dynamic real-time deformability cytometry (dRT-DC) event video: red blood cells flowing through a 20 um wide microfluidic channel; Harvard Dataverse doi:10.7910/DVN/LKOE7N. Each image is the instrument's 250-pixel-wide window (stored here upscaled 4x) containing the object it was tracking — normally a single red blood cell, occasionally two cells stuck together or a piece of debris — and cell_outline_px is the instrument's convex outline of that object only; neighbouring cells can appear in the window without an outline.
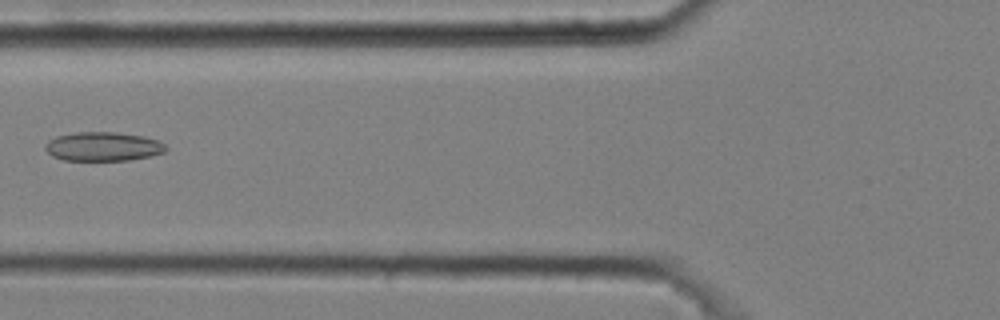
{"species": "common noctule bat (a hibernating species)", "species_latin": "Nyctalus noctula", "temperature_condition": "cold", "stored_images_in_passage": 6, "camera_frame_rate_fps": 3000, "um_per_image_px": 0.085, "animal": {"sex": "male", "body_mass_g": 20.4}, "frame": {"image": 1, "passage_image": 6, "time_ms": 1.667, "image_size_px": [1000, 320], "cell_outline_px": [[168, 148], [164, 152], [152, 156], [128, 160], [64, 160], [52, 156], [44, 148], [44, 144], [48, 140], [56, 136], [76, 132], [116, 132], [144, 136], [156, 140], [164, 144]], "centroid_in_image_um": [8.74, 12.45], "position_along_channel_um": 117.1, "area_um2": 20.46}}